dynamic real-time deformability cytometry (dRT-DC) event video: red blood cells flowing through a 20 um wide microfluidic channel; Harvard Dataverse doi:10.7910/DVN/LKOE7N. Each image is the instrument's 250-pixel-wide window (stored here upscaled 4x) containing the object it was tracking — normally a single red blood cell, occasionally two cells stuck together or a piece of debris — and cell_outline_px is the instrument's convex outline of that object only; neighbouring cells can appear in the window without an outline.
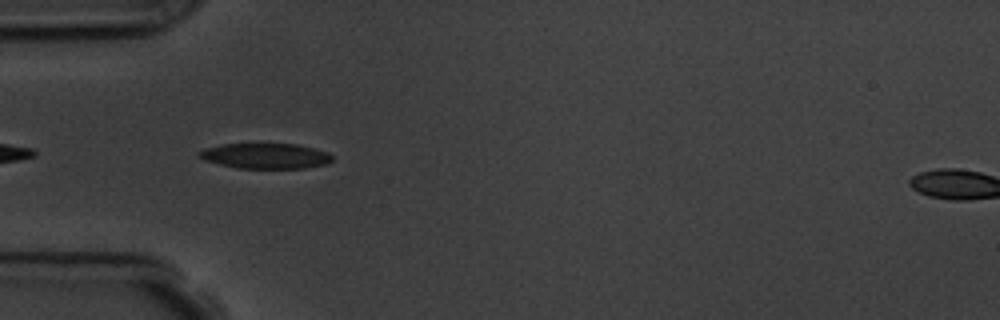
{"species": "common noctule bat (a hibernating species)", "species_latin": "Nyctalus noctula", "temperature_condition": "room temperature", "stored_images_in_passage": 9, "camera_frame_rate_fps": 3000, "um_per_image_px": 0.085, "animal": {"sex": "male", "body_mass_g": 19.5, "forearm_length_mm": 54.6}, "frame": {"image": 1, "passage_image": 6, "time_ms": 5.667, "image_size_px": [1000, 320], "cell_outline_px": [[332, 160], [328, 164], [304, 168], [236, 168], [204, 160], [196, 156], [196, 152], [204, 148], [224, 144], [296, 144], [316, 148], [328, 152], [332, 156]], "centroid_in_image_um": [22.56, 13.25], "position_along_channel_um": 62.4, "area_um2": 19.83}}